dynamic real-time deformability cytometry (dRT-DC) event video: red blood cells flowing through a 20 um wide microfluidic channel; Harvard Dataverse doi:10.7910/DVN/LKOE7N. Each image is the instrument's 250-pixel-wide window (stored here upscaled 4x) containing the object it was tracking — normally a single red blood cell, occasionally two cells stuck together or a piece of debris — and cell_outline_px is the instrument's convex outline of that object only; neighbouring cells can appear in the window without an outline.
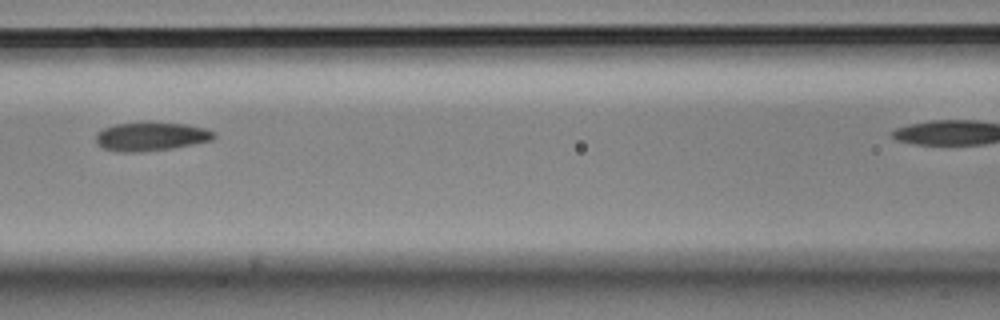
{"species": "Egyptian fruit bat (a non-hibernating species)", "species_latin": "Rousettus aegyptiacus", "temperature_condition": "cold", "stored_images_in_passage": 11, "camera_frame_rate_fps": 3000, "um_per_image_px": 0.085, "animal": {"sex": "male"}, "frame": {"image": 1, "passage_image": 5, "time_ms": 1.333, "image_size_px": [1000, 320], "cell_outline_px": [[216, 136], [212, 140], [172, 148], [140, 152], [116, 152], [104, 148], [96, 144], [96, 132], [104, 128], [116, 124], [144, 120], [188, 124], [204, 128], [216, 132]], "centroid_in_image_um": [12.82, 11.57], "position_along_channel_um": 153.8, "area_um2": 20.35}}
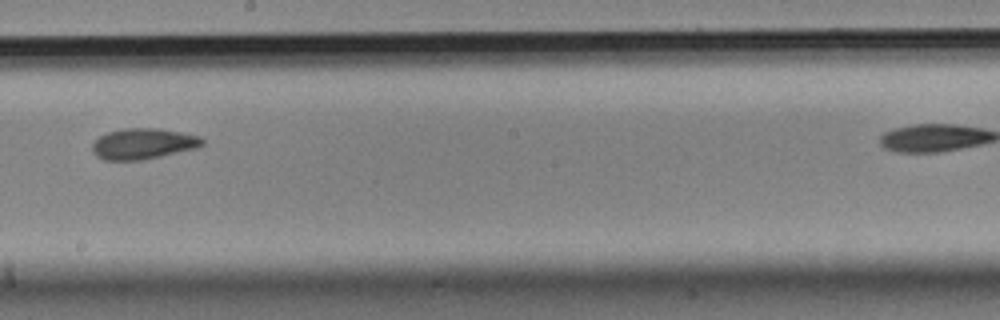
{"frame": {"image": 2, "passage_image": 7, "time_ms": 2.0, "image_size_px": [1000, 320], "cell_outline_px": [[204, 144], [200, 148], [144, 160], [104, 160], [96, 156], [92, 152], [92, 144], [100, 136], [108, 132], [124, 128], [160, 128], [200, 136], [204, 140]], "centroid_in_image_um": [12.21, 12.23], "position_along_channel_um": 236.0, "area_um2": 20.06}}